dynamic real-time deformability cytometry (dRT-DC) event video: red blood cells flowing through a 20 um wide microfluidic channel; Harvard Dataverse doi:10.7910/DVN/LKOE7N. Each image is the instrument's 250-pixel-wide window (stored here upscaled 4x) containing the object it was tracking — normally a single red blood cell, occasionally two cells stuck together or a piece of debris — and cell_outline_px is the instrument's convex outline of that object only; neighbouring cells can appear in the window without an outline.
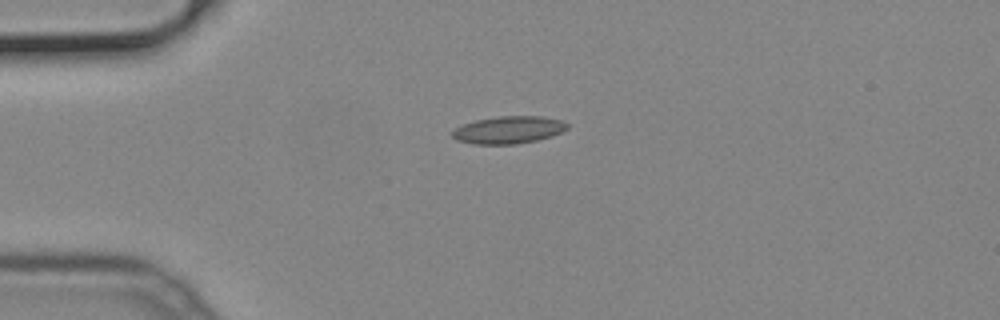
{"species": "common noctule bat (a hibernating species)", "species_latin": "Nyctalus noctula", "temperature_condition": "cold", "stored_images_in_passage": 40, "camera_frame_rate_fps": 3000, "um_per_image_px": 0.085, "animal": {"sex": "male", "body_mass_g": 19.2, "forearm_length_mm": 51.8}, "frame": {"image": 1, "passage_image": 2, "time_ms": 0.333, "image_size_px": [1000, 320], "cell_outline_px": [[568, 128], [552, 136], [536, 140], [516, 144], [476, 144], [456, 140], [452, 136], [452, 132], [456, 128], [464, 124], [476, 120], [500, 116], [544, 116], [560, 120], [568, 124]], "centroid_in_image_um": [43.24, 11.04], "position_along_channel_um": 41.8, "area_um2": 18.21}}
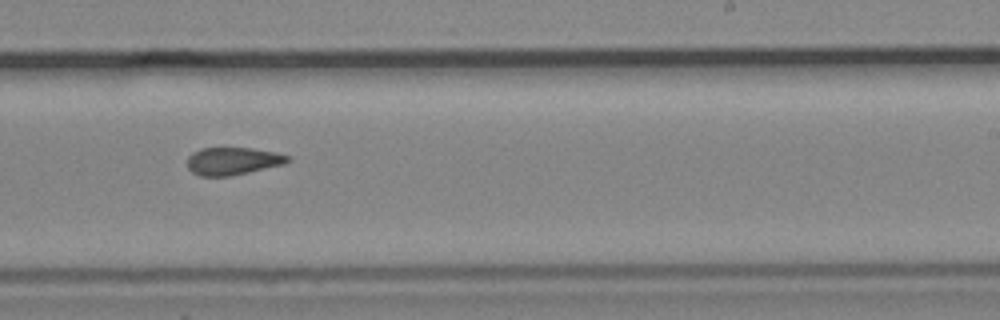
{"frame": {"image": 2, "passage_image": 21, "time_ms": 6.667, "image_size_px": [1000, 320], "cell_outline_px": [[292, 160], [284, 164], [248, 172], [228, 176], [200, 176], [192, 172], [188, 168], [188, 156], [192, 152], [200, 148], [252, 148], [276, 152], [288, 156]], "centroid_in_image_um": [19.78, 13.68], "position_along_channel_um": 269.2, "area_um2": 16.13}}
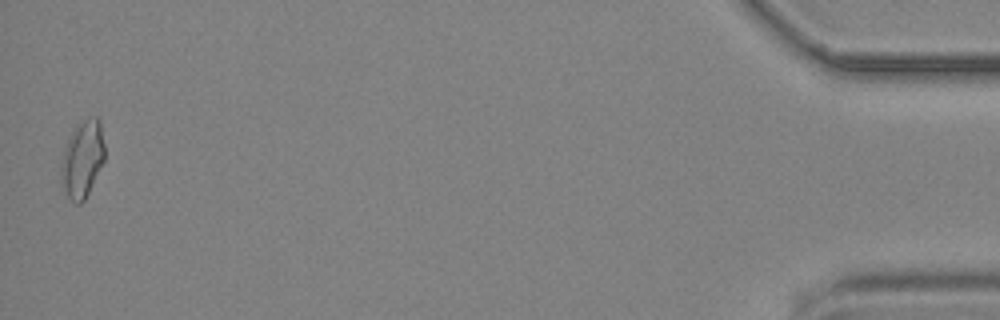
{"frame": {"image": 3, "passage_image": 40, "time_ms": 13.0, "image_size_px": [1000, 320], "cell_outline_px": [[104, 160], [84, 200], [80, 204], [76, 204], [68, 196], [60, 184], [60, 164], [64, 148], [72, 128], [76, 124], [84, 120], [96, 116], [100, 120], [104, 144]], "centroid_in_image_um": [6.97, 13.5], "position_along_channel_um": 428.2, "area_um2": 19.65}}